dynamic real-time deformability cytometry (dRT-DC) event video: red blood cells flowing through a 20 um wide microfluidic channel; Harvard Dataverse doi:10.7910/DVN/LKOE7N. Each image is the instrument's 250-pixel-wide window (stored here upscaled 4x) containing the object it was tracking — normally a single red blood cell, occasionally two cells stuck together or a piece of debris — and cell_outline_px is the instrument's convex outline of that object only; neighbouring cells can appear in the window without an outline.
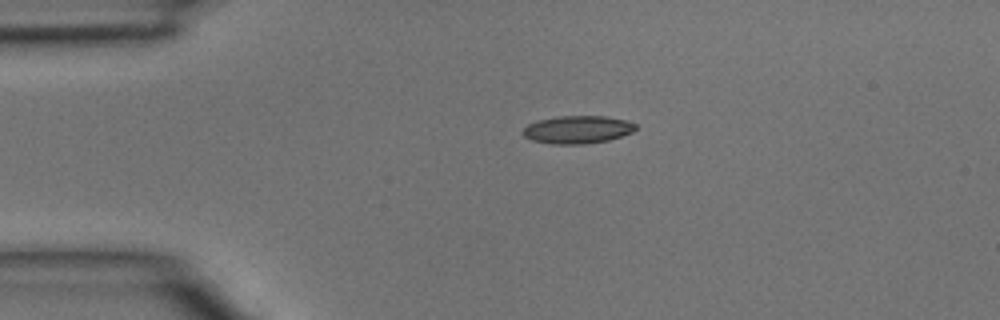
{"species": "common noctule bat (a hibernating species)", "species_latin": "Nyctalus noctula", "temperature_condition": "room temperature", "stored_images_in_passage": 2, "camera_frame_rate_fps": 3000, "um_per_image_px": 0.085, "animal": {"sex": "male", "body_mass_g": 15.6}, "frame": {"image": 1, "passage_image": 1, "time_ms": 0.0, "image_size_px": [1000, 320], "cell_outline_px": [[636, 128], [632, 132], [608, 140], [584, 144], [552, 144], [532, 140], [524, 136], [520, 132], [528, 124], [536, 120], [560, 116], [604, 116], [624, 120], [636, 124]], "centroid_in_image_um": [49.04, 11.01], "position_along_channel_um": 36.0, "area_um2": 18.21}}